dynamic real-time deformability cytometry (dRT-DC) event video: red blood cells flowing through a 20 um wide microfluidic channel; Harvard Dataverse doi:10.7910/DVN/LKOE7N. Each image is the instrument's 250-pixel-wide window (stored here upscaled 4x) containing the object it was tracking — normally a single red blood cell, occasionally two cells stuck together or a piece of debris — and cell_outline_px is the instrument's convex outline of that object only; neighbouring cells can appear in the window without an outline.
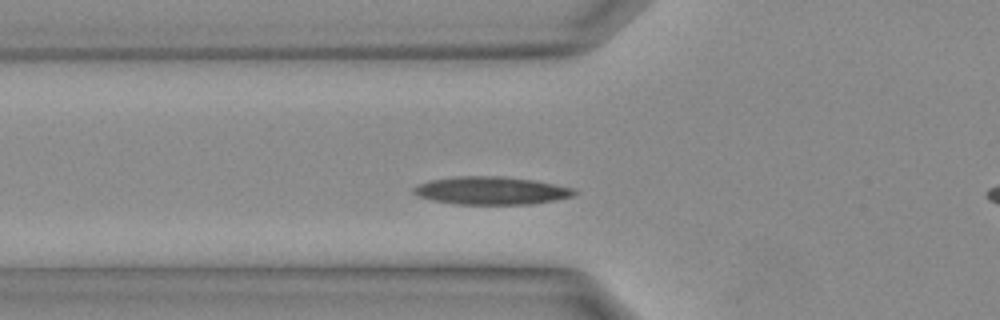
{"species": "Egyptian fruit bat (a non-hibernating species)", "species_latin": "Rousettus aegyptiacus", "temperature_condition": "warm", "stored_images_in_passage": 29, "camera_frame_rate_fps": 3000, "um_per_image_px": 0.085, "animal": {"sex": "female"}, "frame": {"image": 1, "passage_image": 7, "time_ms": 2.0, "image_size_px": [1000, 320], "cell_outline_px": [[576, 192], [572, 196], [532, 204], [452, 204], [432, 200], [420, 196], [412, 192], [412, 188], [416, 184], [432, 180], [456, 176], [500, 176], [532, 180], [556, 184], [572, 188]], "centroid_in_image_um": [41.7, 16.2], "position_along_channel_um": 84.1, "area_um2": 25.95}}
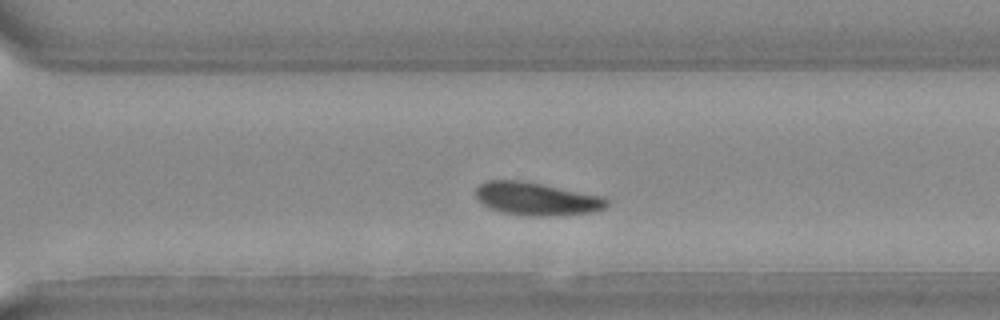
{"frame": {"image": 2, "passage_image": 19, "time_ms": 6.0, "image_size_px": [1000, 320], "cell_outline_px": [[608, 204], [604, 208], [592, 212], [548, 216], [524, 216], [504, 212], [492, 208], [484, 204], [476, 196], [476, 188], [480, 184], [488, 180], [520, 180], [600, 196], [608, 200]], "centroid_in_image_um": [45.58, 16.9], "position_along_channel_um": 325.0, "area_um2": 24.62}}
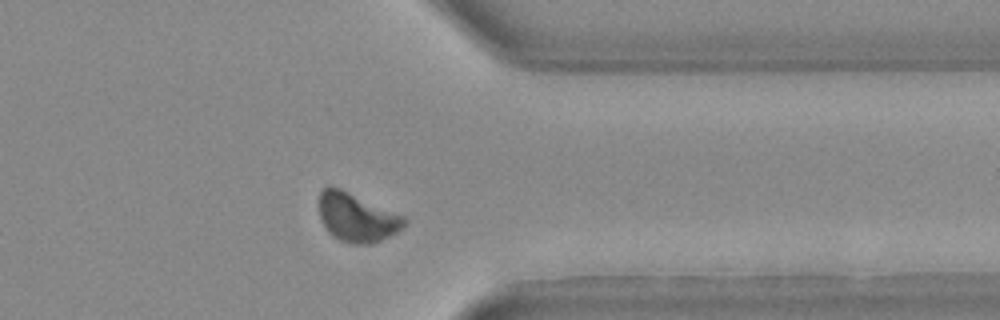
{"frame": {"image": 3, "passage_image": 22, "time_ms": 7.0, "image_size_px": [1000, 320], "cell_outline_px": [[408, 220], [404, 228], [372, 244], [352, 244], [340, 240], [332, 236], [328, 232], [320, 220], [320, 192], [324, 188], [340, 188], [404, 216]], "centroid_in_image_um": [30.34, 18.51], "position_along_channel_um": 381.1, "area_um2": 23.93}}